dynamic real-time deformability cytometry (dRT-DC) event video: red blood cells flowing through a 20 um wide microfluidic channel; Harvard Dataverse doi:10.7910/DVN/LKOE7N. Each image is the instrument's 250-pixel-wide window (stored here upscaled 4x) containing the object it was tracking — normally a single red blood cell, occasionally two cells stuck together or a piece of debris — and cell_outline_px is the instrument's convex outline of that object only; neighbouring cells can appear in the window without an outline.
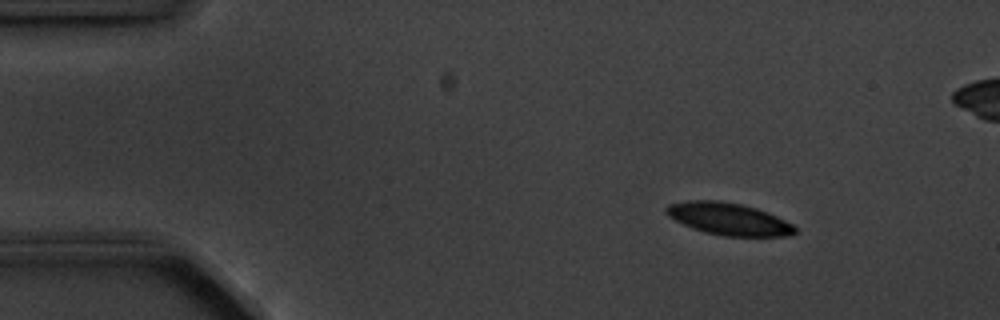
{"species": "common noctule bat (a hibernating species)", "species_latin": "Nyctalus noctula", "temperature_condition": "cold", "stored_images_in_passage": 9, "camera_frame_rate_fps": 3000, "um_per_image_px": 0.085, "animal": {"sex": "male", "body_mass_g": 20.1, "forearm_length_mm": 53.5}, "frame": {"image": 1, "passage_image": 2, "time_ms": 1.333, "image_size_px": [1000, 320], "cell_outline_px": [[796, 232], [792, 236], [724, 236], [704, 232], [692, 228], [668, 216], [664, 212], [664, 208], [668, 204], [688, 200], [720, 200], [740, 204], [756, 208], [768, 212], [792, 224], [796, 228]], "centroid_in_image_um": [61.92, 18.6], "position_along_channel_um": 23.1, "area_um2": 24.22}}
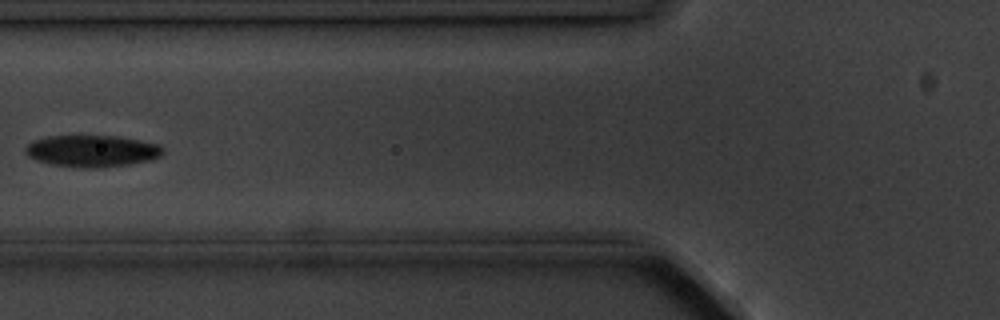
{"frame": {"image": 2, "passage_image": 6, "time_ms": 6.0, "image_size_px": [1000, 320], "cell_outline_px": [[164, 152], [160, 156], [152, 160], [128, 164], [88, 168], [52, 164], [36, 160], [28, 156], [24, 152], [24, 148], [32, 140], [48, 136], [120, 136], [160, 144], [164, 148]], "centroid_in_image_um": [7.83, 12.82], "position_along_channel_um": 118.0, "area_um2": 25.43}}